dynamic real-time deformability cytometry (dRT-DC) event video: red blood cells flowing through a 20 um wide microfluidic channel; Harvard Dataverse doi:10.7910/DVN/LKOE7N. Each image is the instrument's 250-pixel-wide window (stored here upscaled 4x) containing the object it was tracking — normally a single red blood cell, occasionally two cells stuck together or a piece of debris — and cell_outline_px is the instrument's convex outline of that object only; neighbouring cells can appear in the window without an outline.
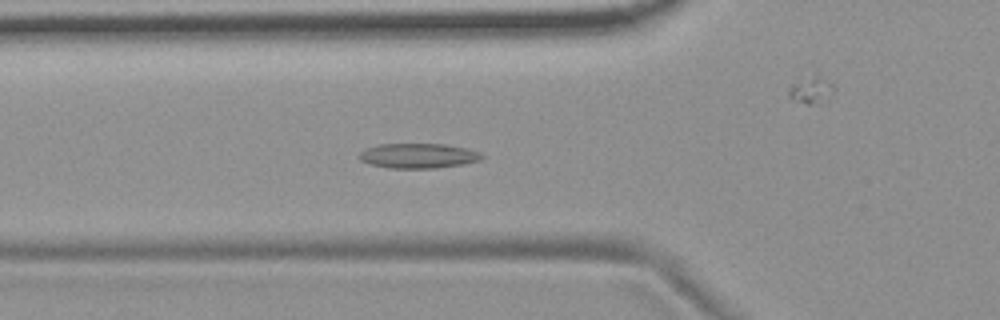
{"species": "common noctule bat (a hibernating species)", "species_latin": "Nyctalus noctula", "temperature_condition": "room temperature", "stored_images_in_passage": 56, "camera_frame_rate_fps": 3000, "um_per_image_px": 0.085, "animal": {"sex": "female", "body_mass_g": 19.9}, "frame": {"image": 1, "passage_image": 20, "time_ms": 6.333, "image_size_px": [1000, 320], "cell_outline_px": [[484, 156], [480, 160], [464, 164], [436, 168], [388, 168], [368, 164], [360, 160], [360, 152], [364, 148], [380, 144], [444, 144], [464, 148], [480, 152]], "centroid_in_image_um": [35.53, 13.24], "position_along_channel_um": 90.3, "area_um2": 17.8}}
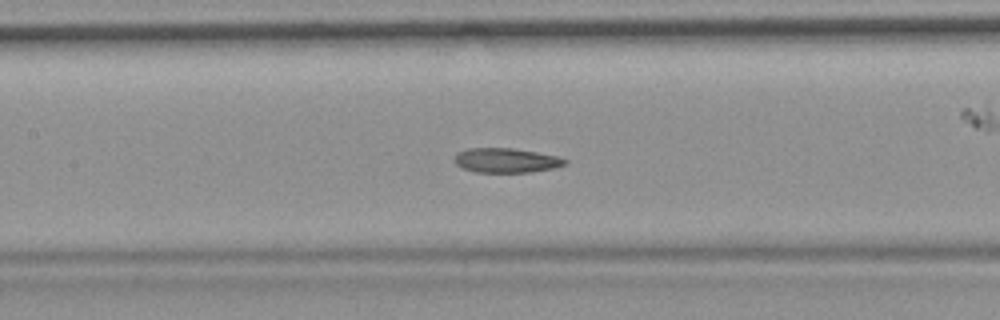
{"frame": {"image": 2, "passage_image": 26, "time_ms": 8.333, "image_size_px": [1000, 320], "cell_outline_px": [[568, 164], [556, 168], [532, 172], [476, 172], [460, 168], [456, 164], [456, 152], [468, 148], [512, 148], [560, 156], [568, 160]], "centroid_in_image_um": [43.07, 13.63], "position_along_channel_um": 164.3, "area_um2": 16.01}}
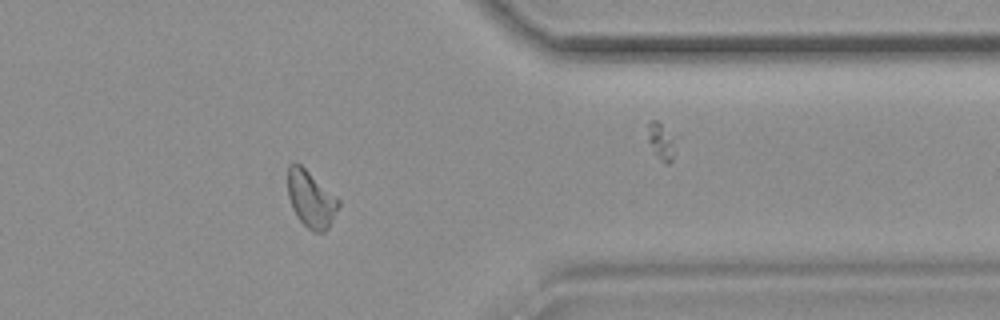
{"frame": {"image": 3, "passage_image": 45, "time_ms": 14.667, "image_size_px": [1000, 320], "cell_outline_px": [[340, 204], [328, 228], [324, 232], [312, 232], [296, 216], [292, 208], [288, 196], [288, 164], [300, 164], [340, 200]], "centroid_in_image_um": [26.42, 16.94], "position_along_channel_um": 385.0, "area_um2": 16.53}, "authors_computed_cell_mechanics": {"area_um2": 17.0799, "velocity_mm_per_s": 3.6846, "shape_relaxation_time_tau1_ms": null, "shape_relaxation_time_tau2_ms": 4.3977, "deformation_change_tau1": null, "deformation_change_tau2": 0.097}}